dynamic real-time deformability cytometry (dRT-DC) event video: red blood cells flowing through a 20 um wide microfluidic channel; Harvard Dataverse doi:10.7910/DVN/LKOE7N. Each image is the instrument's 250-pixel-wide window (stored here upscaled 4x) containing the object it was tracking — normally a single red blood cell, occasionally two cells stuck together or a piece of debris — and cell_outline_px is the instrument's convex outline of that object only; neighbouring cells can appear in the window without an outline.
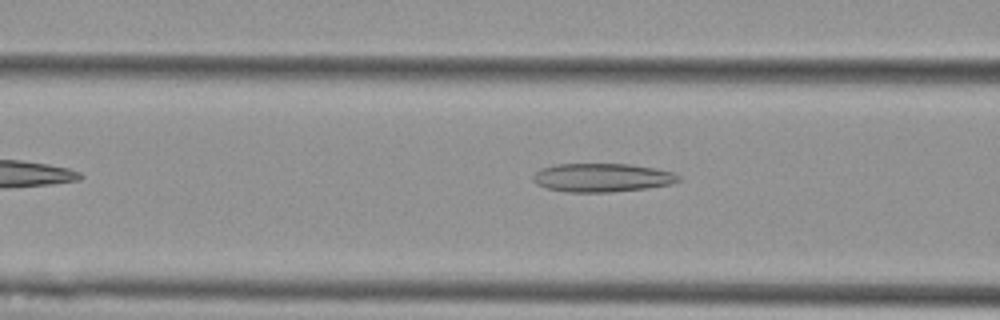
{"species": "Egyptian fruit bat (a non-hibernating species)", "species_latin": "Rousettus aegyptiacus", "temperature_condition": "cold", "stored_images_in_passage": 20, "camera_frame_rate_fps": 3000, "um_per_image_px": 0.085, "animal": {"sex": "female"}, "frame": {"image": 1, "passage_image": 8, "time_ms": 2.333, "image_size_px": [1000, 320], "cell_outline_px": [[680, 180], [672, 184], [644, 188], [608, 192], [568, 192], [548, 188], [536, 184], [532, 180], [532, 176], [540, 168], [556, 164], [632, 164], [656, 168], [672, 172], [680, 176]], "centroid_in_image_um": [51.16, 15.09], "position_along_channel_um": 115.4, "area_um2": 24.22}}
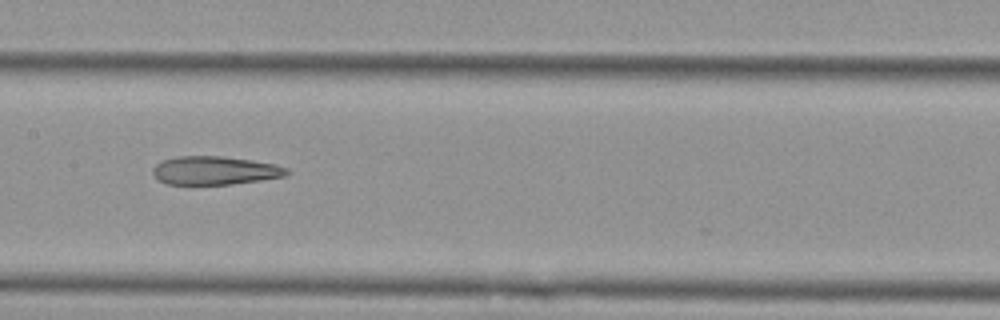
{"frame": {"image": 2, "passage_image": 14, "time_ms": 4.333, "image_size_px": [1000, 320], "cell_outline_px": [[292, 172], [284, 176], [260, 180], [232, 184], [168, 184], [160, 180], [152, 172], [152, 168], [160, 160], [176, 156], [220, 156], [252, 160], [276, 164], [288, 168]], "centroid_in_image_um": [18.28, 14.48], "position_along_channel_um": 189.1, "area_um2": 22.25}}
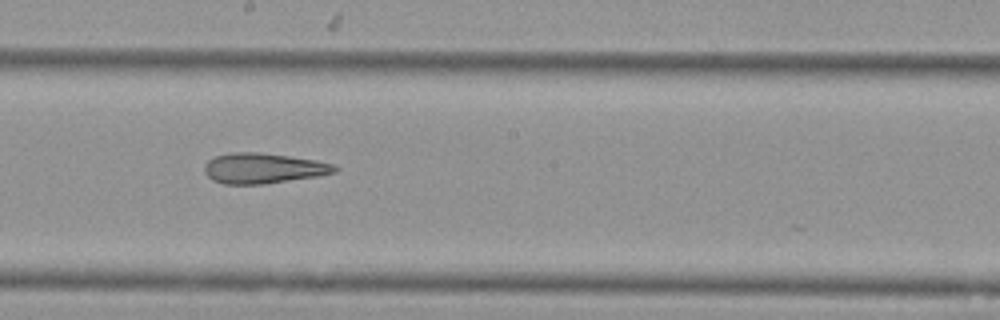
{"frame": {"image": 3, "passage_image": 17, "time_ms": 5.333, "image_size_px": [1000, 320], "cell_outline_px": [[340, 168], [336, 172], [316, 176], [264, 184], [224, 184], [212, 180], [204, 172], [204, 164], [208, 160], [216, 156], [232, 152], [260, 152], [316, 160], [332, 164]], "centroid_in_image_um": [22.35, 14.3], "position_along_channel_um": 225.8, "area_um2": 23.0}}